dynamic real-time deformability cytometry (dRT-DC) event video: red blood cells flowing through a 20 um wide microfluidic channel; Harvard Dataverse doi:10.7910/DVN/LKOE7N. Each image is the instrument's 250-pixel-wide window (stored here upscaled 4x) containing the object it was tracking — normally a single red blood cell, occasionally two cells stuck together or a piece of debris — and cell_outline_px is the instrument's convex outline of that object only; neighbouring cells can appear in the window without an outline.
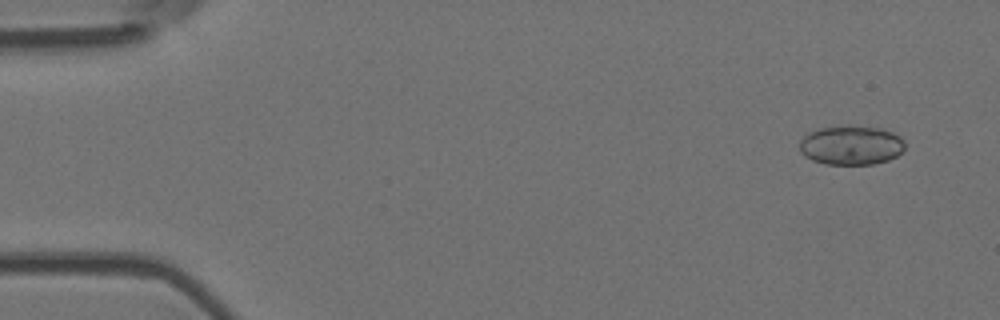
{"species": "Egyptian fruit bat (a non-hibernating species)", "species_latin": "Rousettus aegyptiacus", "temperature_condition": "room temperature", "stored_images_in_passage": 5, "camera_frame_rate_fps": 3000, "um_per_image_px": 0.085, "animal": {"sex": "female"}, "frame": {"image": 1, "passage_image": 1, "time_ms": 0.0, "image_size_px": [1000, 320], "cell_outline_px": [[904, 148], [896, 156], [888, 160], [872, 164], [824, 164], [812, 160], [804, 156], [800, 152], [800, 140], [808, 132], [820, 128], [840, 124], [848, 124], [880, 128], [892, 132], [900, 136], [904, 140]], "centroid_in_image_um": [72.32, 12.32], "position_along_channel_um": 12.7, "area_um2": 24.51}}
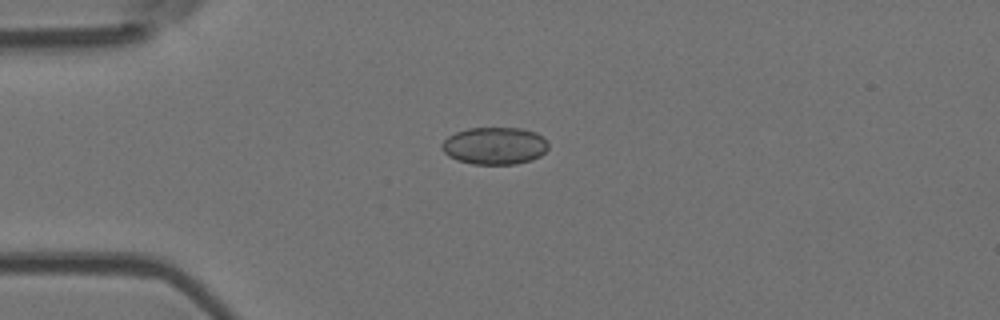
{"frame": {"image": 2, "passage_image": 4, "time_ms": 1.0, "image_size_px": [1000, 320], "cell_outline_px": [[548, 148], [540, 156], [532, 160], [516, 164], [472, 164], [456, 160], [448, 156], [440, 148], [440, 144], [448, 136], [456, 132], [468, 128], [524, 128], [536, 132], [548, 144]], "centroid_in_image_um": [42.01, 12.39], "position_along_channel_um": 43.0, "area_um2": 23.29}}